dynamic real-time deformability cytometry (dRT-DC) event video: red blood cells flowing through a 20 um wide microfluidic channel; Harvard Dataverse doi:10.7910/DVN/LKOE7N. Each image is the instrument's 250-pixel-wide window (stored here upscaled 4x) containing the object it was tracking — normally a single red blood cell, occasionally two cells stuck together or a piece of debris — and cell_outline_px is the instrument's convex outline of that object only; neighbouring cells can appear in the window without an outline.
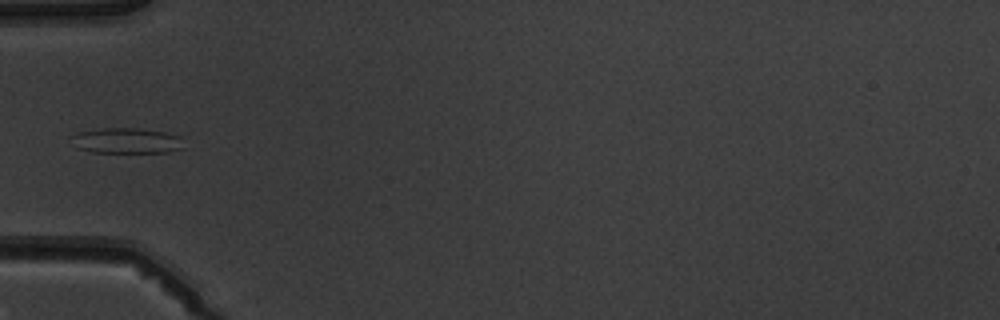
{"species": "common noctule bat (a hibernating species)", "species_latin": "Nyctalus noctula", "temperature_condition": "warm", "stored_images_in_passage": 6, "camera_frame_rate_fps": 3000, "um_per_image_px": 0.085, "animal": {"sex": "male", "body_mass_g": 19.5, "forearm_length_mm": 54.6}, "frame": {"image": 1, "passage_image": 6, "time_ms": 5.667, "image_size_px": [1000, 320], "cell_outline_px": [[184, 148], [168, 152], [92, 152], [76, 148], [72, 136], [80, 132], [104, 128], [136, 128], [164, 132], [180, 136]], "centroid_in_image_um": [10.79, 11.96], "position_along_channel_um": 74.2, "area_um2": 16.47}}